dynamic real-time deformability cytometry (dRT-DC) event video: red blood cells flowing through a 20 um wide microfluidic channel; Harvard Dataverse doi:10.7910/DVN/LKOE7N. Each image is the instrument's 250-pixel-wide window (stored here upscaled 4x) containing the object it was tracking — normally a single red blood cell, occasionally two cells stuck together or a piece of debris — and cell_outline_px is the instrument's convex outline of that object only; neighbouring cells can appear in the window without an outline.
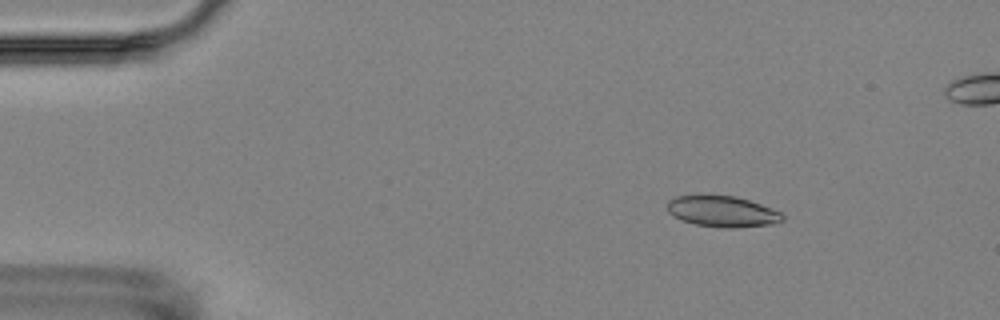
{"species": "Egyptian fruit bat (a non-hibernating species)", "species_latin": "Rousettus aegyptiacus", "temperature_condition": "room temperature", "stored_images_in_passage": 6, "camera_frame_rate_fps": 3000, "um_per_image_px": 0.085, "animal": {"sex": "female"}, "frame": {"image": 1, "passage_image": 3, "time_ms": 2.333, "image_size_px": [1000, 320], "cell_outline_px": [[784, 220], [772, 224], [736, 228], [720, 228], [696, 224], [680, 220], [672, 216], [668, 212], [668, 200], [676, 196], [736, 196], [760, 204], [780, 212], [784, 216]], "centroid_in_image_um": [61.39, 17.99], "position_along_channel_um": 23.6, "area_um2": 20.69}}